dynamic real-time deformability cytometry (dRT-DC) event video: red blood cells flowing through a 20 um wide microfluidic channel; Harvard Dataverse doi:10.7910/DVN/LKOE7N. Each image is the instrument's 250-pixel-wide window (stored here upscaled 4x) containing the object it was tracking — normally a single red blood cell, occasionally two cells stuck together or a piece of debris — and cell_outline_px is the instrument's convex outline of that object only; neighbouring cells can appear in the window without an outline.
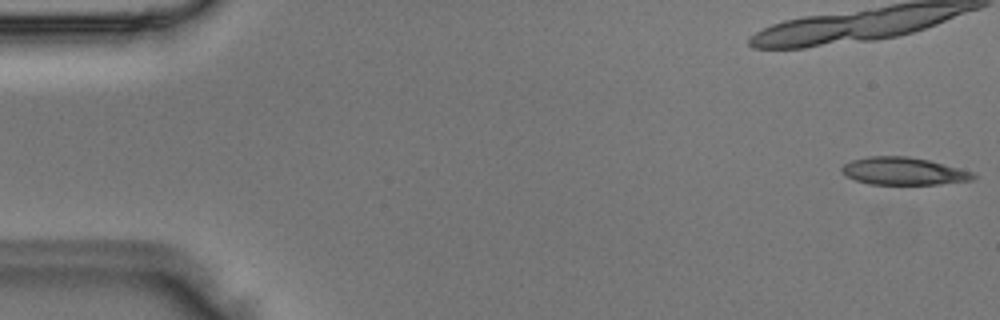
{"species": "Egyptian fruit bat (a non-hibernating species)", "species_latin": "Rousettus aegyptiacus", "temperature_condition": "room temperature", "stored_images_in_passage": 4, "camera_frame_rate_fps": 3000, "um_per_image_px": 0.085, "animal": {"sex": "male"}, "frame": {"image": 1, "passage_image": 1, "time_ms": 0.0, "image_size_px": [1000, 320], "cell_outline_px": [[976, 176], [972, 180], [936, 184], [868, 184], [856, 180], [848, 176], [840, 168], [844, 164], [852, 160], [868, 156], [908, 156], [928, 160], [972, 172]], "centroid_in_image_um": [76.77, 14.54], "position_along_channel_um": 8.2, "area_um2": 20.75}}